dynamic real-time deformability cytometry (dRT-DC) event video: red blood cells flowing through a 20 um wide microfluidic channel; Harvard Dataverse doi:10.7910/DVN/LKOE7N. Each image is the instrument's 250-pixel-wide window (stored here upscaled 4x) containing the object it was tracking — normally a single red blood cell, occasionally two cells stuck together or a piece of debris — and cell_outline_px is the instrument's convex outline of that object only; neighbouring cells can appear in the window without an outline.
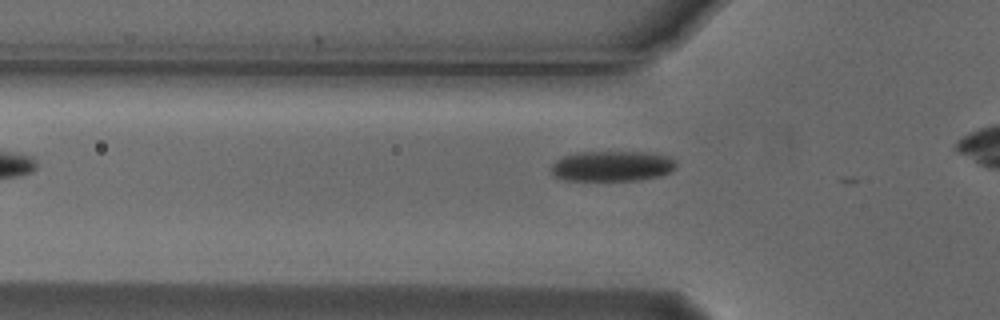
{"species": "Egyptian fruit bat (a non-hibernating species)", "species_latin": "Rousettus aegyptiacus", "temperature_condition": "cold", "stored_images_in_passage": 3, "camera_frame_rate_fps": 3000, "um_per_image_px": 0.085, "animal": {"sex": "male"}, "frame": {"image": 1, "passage_image": 3, "time_ms": 0.667, "image_size_px": [1000, 320], "cell_outline_px": [[676, 168], [660, 176], [640, 180], [564, 180], [556, 176], [552, 172], [552, 164], [556, 160], [564, 156], [580, 152], [652, 152], [668, 156], [676, 160]], "centroid_in_image_um": [52.07, 14.11], "position_along_channel_um": 73.7, "area_um2": 22.14}}